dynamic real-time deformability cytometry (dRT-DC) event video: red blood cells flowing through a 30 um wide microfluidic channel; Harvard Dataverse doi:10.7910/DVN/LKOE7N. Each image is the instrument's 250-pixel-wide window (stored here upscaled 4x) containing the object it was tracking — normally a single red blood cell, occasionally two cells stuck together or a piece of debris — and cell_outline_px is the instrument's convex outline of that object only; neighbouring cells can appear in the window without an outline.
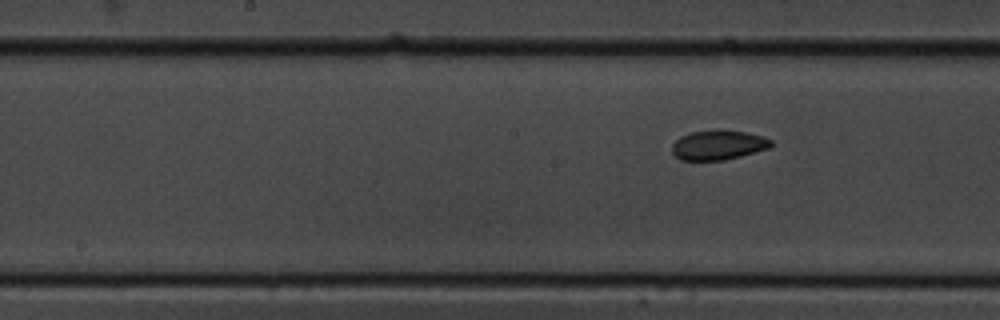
{"species": "common noctule bat (a hibernating species)", "species_latin": "Nyctalus noctula", "temperature_condition": "cold", "stored_images_in_passage": 10, "segment_of_instrument_passage": [2, 2], "camera_frame_rate_fps": 3000, "um_per_image_px": 0.085, "animal": {"sex": "male", "body_mass_g": 19.5, "forearm_length_mm": 54.6}, "frame": {"image": 1, "passage_image": 10, "time_ms": 11.333, "image_size_px": [1000, 320], "cell_outline_px": [[772, 144], [768, 148], [740, 156], [724, 160], [680, 160], [672, 152], [672, 144], [680, 136], [692, 132], [716, 128], [720, 128], [744, 132], [764, 136], [772, 140]], "centroid_in_image_um": [61.03, 12.3], "position_along_channel_um": 187.2, "area_um2": 17.28}}